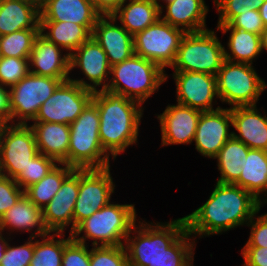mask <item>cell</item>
Returning <instances> with one entry per match:
<instances>
[{
    "mask_svg": "<svg viewBox=\"0 0 267 266\" xmlns=\"http://www.w3.org/2000/svg\"><path fill=\"white\" fill-rule=\"evenodd\" d=\"M5 228L13 232L15 230L29 232L36 228L34 233H31V238H42L50 234L43 221L42 209L25 195L0 218V231L4 232Z\"/></svg>",
    "mask_w": 267,
    "mask_h": 266,
    "instance_id": "23",
    "label": "cell"
},
{
    "mask_svg": "<svg viewBox=\"0 0 267 266\" xmlns=\"http://www.w3.org/2000/svg\"><path fill=\"white\" fill-rule=\"evenodd\" d=\"M249 149L242 141L233 136L224 144L214 158L217 159L218 170L221 174L217 182L235 184L239 180L241 166L245 162Z\"/></svg>",
    "mask_w": 267,
    "mask_h": 266,
    "instance_id": "31",
    "label": "cell"
},
{
    "mask_svg": "<svg viewBox=\"0 0 267 266\" xmlns=\"http://www.w3.org/2000/svg\"><path fill=\"white\" fill-rule=\"evenodd\" d=\"M34 239L30 237L26 243L16 247L8 244L0 266H29L34 254Z\"/></svg>",
    "mask_w": 267,
    "mask_h": 266,
    "instance_id": "40",
    "label": "cell"
},
{
    "mask_svg": "<svg viewBox=\"0 0 267 266\" xmlns=\"http://www.w3.org/2000/svg\"><path fill=\"white\" fill-rule=\"evenodd\" d=\"M225 47L213 30L184 35L171 68L174 71L207 73L216 76L222 66Z\"/></svg>",
    "mask_w": 267,
    "mask_h": 266,
    "instance_id": "7",
    "label": "cell"
},
{
    "mask_svg": "<svg viewBox=\"0 0 267 266\" xmlns=\"http://www.w3.org/2000/svg\"><path fill=\"white\" fill-rule=\"evenodd\" d=\"M191 238L186 230L149 266H193L195 239Z\"/></svg>",
    "mask_w": 267,
    "mask_h": 266,
    "instance_id": "34",
    "label": "cell"
},
{
    "mask_svg": "<svg viewBox=\"0 0 267 266\" xmlns=\"http://www.w3.org/2000/svg\"><path fill=\"white\" fill-rule=\"evenodd\" d=\"M79 192V169H74L62 182L60 189L51 201L42 208L43 221L49 232L63 233L71 225ZM71 223V224H70Z\"/></svg>",
    "mask_w": 267,
    "mask_h": 266,
    "instance_id": "17",
    "label": "cell"
},
{
    "mask_svg": "<svg viewBox=\"0 0 267 266\" xmlns=\"http://www.w3.org/2000/svg\"><path fill=\"white\" fill-rule=\"evenodd\" d=\"M30 72L29 58L0 56V84L8 88Z\"/></svg>",
    "mask_w": 267,
    "mask_h": 266,
    "instance_id": "37",
    "label": "cell"
},
{
    "mask_svg": "<svg viewBox=\"0 0 267 266\" xmlns=\"http://www.w3.org/2000/svg\"><path fill=\"white\" fill-rule=\"evenodd\" d=\"M231 108L201 112L195 132L196 150L204 157L215 158L233 136Z\"/></svg>",
    "mask_w": 267,
    "mask_h": 266,
    "instance_id": "16",
    "label": "cell"
},
{
    "mask_svg": "<svg viewBox=\"0 0 267 266\" xmlns=\"http://www.w3.org/2000/svg\"><path fill=\"white\" fill-rule=\"evenodd\" d=\"M99 112L91 100L69 125L68 166L74 169H102L110 166V155L99 137Z\"/></svg>",
    "mask_w": 267,
    "mask_h": 266,
    "instance_id": "4",
    "label": "cell"
},
{
    "mask_svg": "<svg viewBox=\"0 0 267 266\" xmlns=\"http://www.w3.org/2000/svg\"><path fill=\"white\" fill-rule=\"evenodd\" d=\"M64 236L63 233L54 234L53 232L51 235L50 232L42 237L43 240L36 239L33 258L29 266H61L64 247L72 240L71 234L67 239H64Z\"/></svg>",
    "mask_w": 267,
    "mask_h": 266,
    "instance_id": "33",
    "label": "cell"
},
{
    "mask_svg": "<svg viewBox=\"0 0 267 266\" xmlns=\"http://www.w3.org/2000/svg\"><path fill=\"white\" fill-rule=\"evenodd\" d=\"M100 16L91 0H45L40 7V21L72 22L91 33Z\"/></svg>",
    "mask_w": 267,
    "mask_h": 266,
    "instance_id": "21",
    "label": "cell"
},
{
    "mask_svg": "<svg viewBox=\"0 0 267 266\" xmlns=\"http://www.w3.org/2000/svg\"><path fill=\"white\" fill-rule=\"evenodd\" d=\"M136 218L133 204L109 203L81 221L70 234L72 239L81 244H86V239H94L92 246H100L99 243L101 246H120L132 233ZM82 232L84 235L78 237Z\"/></svg>",
    "mask_w": 267,
    "mask_h": 266,
    "instance_id": "3",
    "label": "cell"
},
{
    "mask_svg": "<svg viewBox=\"0 0 267 266\" xmlns=\"http://www.w3.org/2000/svg\"><path fill=\"white\" fill-rule=\"evenodd\" d=\"M39 33L40 29H25L0 36V56L30 58Z\"/></svg>",
    "mask_w": 267,
    "mask_h": 266,
    "instance_id": "35",
    "label": "cell"
},
{
    "mask_svg": "<svg viewBox=\"0 0 267 266\" xmlns=\"http://www.w3.org/2000/svg\"><path fill=\"white\" fill-rule=\"evenodd\" d=\"M260 40H261V51H263V49L267 51V27H265V29L261 32Z\"/></svg>",
    "mask_w": 267,
    "mask_h": 266,
    "instance_id": "50",
    "label": "cell"
},
{
    "mask_svg": "<svg viewBox=\"0 0 267 266\" xmlns=\"http://www.w3.org/2000/svg\"><path fill=\"white\" fill-rule=\"evenodd\" d=\"M216 27H233L258 35L265 29L258 10L237 15L228 24H217Z\"/></svg>",
    "mask_w": 267,
    "mask_h": 266,
    "instance_id": "42",
    "label": "cell"
},
{
    "mask_svg": "<svg viewBox=\"0 0 267 266\" xmlns=\"http://www.w3.org/2000/svg\"><path fill=\"white\" fill-rule=\"evenodd\" d=\"M114 187L110 166L79 169V192L73 212V230L81 221L110 203Z\"/></svg>",
    "mask_w": 267,
    "mask_h": 266,
    "instance_id": "13",
    "label": "cell"
},
{
    "mask_svg": "<svg viewBox=\"0 0 267 266\" xmlns=\"http://www.w3.org/2000/svg\"><path fill=\"white\" fill-rule=\"evenodd\" d=\"M186 32L161 18L133 36L134 54L158 64L163 70L175 61Z\"/></svg>",
    "mask_w": 267,
    "mask_h": 266,
    "instance_id": "10",
    "label": "cell"
},
{
    "mask_svg": "<svg viewBox=\"0 0 267 266\" xmlns=\"http://www.w3.org/2000/svg\"><path fill=\"white\" fill-rule=\"evenodd\" d=\"M30 1L34 4H36L38 7H41L43 5V3L45 2V0H27Z\"/></svg>",
    "mask_w": 267,
    "mask_h": 266,
    "instance_id": "51",
    "label": "cell"
},
{
    "mask_svg": "<svg viewBox=\"0 0 267 266\" xmlns=\"http://www.w3.org/2000/svg\"><path fill=\"white\" fill-rule=\"evenodd\" d=\"M186 230L184 217L165 224L139 221V226L135 224L132 227L133 234L136 232L137 235L132 237L129 234L125 240L129 266H149Z\"/></svg>",
    "mask_w": 267,
    "mask_h": 266,
    "instance_id": "6",
    "label": "cell"
},
{
    "mask_svg": "<svg viewBox=\"0 0 267 266\" xmlns=\"http://www.w3.org/2000/svg\"><path fill=\"white\" fill-rule=\"evenodd\" d=\"M87 244L72 239L65 247L61 266H90V251Z\"/></svg>",
    "mask_w": 267,
    "mask_h": 266,
    "instance_id": "43",
    "label": "cell"
},
{
    "mask_svg": "<svg viewBox=\"0 0 267 266\" xmlns=\"http://www.w3.org/2000/svg\"><path fill=\"white\" fill-rule=\"evenodd\" d=\"M40 29V7L27 0H0V36Z\"/></svg>",
    "mask_w": 267,
    "mask_h": 266,
    "instance_id": "26",
    "label": "cell"
},
{
    "mask_svg": "<svg viewBox=\"0 0 267 266\" xmlns=\"http://www.w3.org/2000/svg\"><path fill=\"white\" fill-rule=\"evenodd\" d=\"M141 1L151 2V3L157 4V0H141Z\"/></svg>",
    "mask_w": 267,
    "mask_h": 266,
    "instance_id": "53",
    "label": "cell"
},
{
    "mask_svg": "<svg viewBox=\"0 0 267 266\" xmlns=\"http://www.w3.org/2000/svg\"><path fill=\"white\" fill-rule=\"evenodd\" d=\"M57 164L55 159L39 153L14 180L25 190L44 178Z\"/></svg>",
    "mask_w": 267,
    "mask_h": 266,
    "instance_id": "36",
    "label": "cell"
},
{
    "mask_svg": "<svg viewBox=\"0 0 267 266\" xmlns=\"http://www.w3.org/2000/svg\"><path fill=\"white\" fill-rule=\"evenodd\" d=\"M92 247L90 266H129L124 245Z\"/></svg>",
    "mask_w": 267,
    "mask_h": 266,
    "instance_id": "38",
    "label": "cell"
},
{
    "mask_svg": "<svg viewBox=\"0 0 267 266\" xmlns=\"http://www.w3.org/2000/svg\"><path fill=\"white\" fill-rule=\"evenodd\" d=\"M251 218L247 226H251L250 237L244 247L267 248V213ZM255 219V220H254Z\"/></svg>",
    "mask_w": 267,
    "mask_h": 266,
    "instance_id": "44",
    "label": "cell"
},
{
    "mask_svg": "<svg viewBox=\"0 0 267 266\" xmlns=\"http://www.w3.org/2000/svg\"><path fill=\"white\" fill-rule=\"evenodd\" d=\"M32 128L39 153L68 165L69 125L51 122H34Z\"/></svg>",
    "mask_w": 267,
    "mask_h": 266,
    "instance_id": "24",
    "label": "cell"
},
{
    "mask_svg": "<svg viewBox=\"0 0 267 266\" xmlns=\"http://www.w3.org/2000/svg\"><path fill=\"white\" fill-rule=\"evenodd\" d=\"M258 11L264 26L267 27V0L261 5Z\"/></svg>",
    "mask_w": 267,
    "mask_h": 266,
    "instance_id": "48",
    "label": "cell"
},
{
    "mask_svg": "<svg viewBox=\"0 0 267 266\" xmlns=\"http://www.w3.org/2000/svg\"><path fill=\"white\" fill-rule=\"evenodd\" d=\"M165 4L166 15L160 18L166 23L186 33L207 30L205 18L209 9L204 0H171Z\"/></svg>",
    "mask_w": 267,
    "mask_h": 266,
    "instance_id": "25",
    "label": "cell"
},
{
    "mask_svg": "<svg viewBox=\"0 0 267 266\" xmlns=\"http://www.w3.org/2000/svg\"><path fill=\"white\" fill-rule=\"evenodd\" d=\"M244 266H267V248L243 247Z\"/></svg>",
    "mask_w": 267,
    "mask_h": 266,
    "instance_id": "45",
    "label": "cell"
},
{
    "mask_svg": "<svg viewBox=\"0 0 267 266\" xmlns=\"http://www.w3.org/2000/svg\"><path fill=\"white\" fill-rule=\"evenodd\" d=\"M110 74L113 77L110 78L105 90L141 104L145 103L168 78L158 64L136 54L111 66Z\"/></svg>",
    "mask_w": 267,
    "mask_h": 266,
    "instance_id": "5",
    "label": "cell"
},
{
    "mask_svg": "<svg viewBox=\"0 0 267 266\" xmlns=\"http://www.w3.org/2000/svg\"><path fill=\"white\" fill-rule=\"evenodd\" d=\"M93 93L70 79L63 81L41 105L33 122L70 125L92 100Z\"/></svg>",
    "mask_w": 267,
    "mask_h": 266,
    "instance_id": "12",
    "label": "cell"
},
{
    "mask_svg": "<svg viewBox=\"0 0 267 266\" xmlns=\"http://www.w3.org/2000/svg\"><path fill=\"white\" fill-rule=\"evenodd\" d=\"M29 124L0 125V174L15 179L39 154Z\"/></svg>",
    "mask_w": 267,
    "mask_h": 266,
    "instance_id": "9",
    "label": "cell"
},
{
    "mask_svg": "<svg viewBox=\"0 0 267 266\" xmlns=\"http://www.w3.org/2000/svg\"><path fill=\"white\" fill-rule=\"evenodd\" d=\"M59 165H62L59 166ZM74 170L64 163H58L44 178L39 182L30 185L24 190V195L37 207L46 206L53 196L58 192L64 179Z\"/></svg>",
    "mask_w": 267,
    "mask_h": 266,
    "instance_id": "32",
    "label": "cell"
},
{
    "mask_svg": "<svg viewBox=\"0 0 267 266\" xmlns=\"http://www.w3.org/2000/svg\"><path fill=\"white\" fill-rule=\"evenodd\" d=\"M162 1H165V3H167V2H169V1H171V0H162ZM159 2H160V0H159ZM159 2H158V0H157V5L160 7V15H162V11H163V6L161 5V4H159Z\"/></svg>",
    "mask_w": 267,
    "mask_h": 266,
    "instance_id": "52",
    "label": "cell"
},
{
    "mask_svg": "<svg viewBox=\"0 0 267 266\" xmlns=\"http://www.w3.org/2000/svg\"><path fill=\"white\" fill-rule=\"evenodd\" d=\"M201 112L179 103L168 105L163 113L157 116L162 132L161 145L191 144Z\"/></svg>",
    "mask_w": 267,
    "mask_h": 266,
    "instance_id": "18",
    "label": "cell"
},
{
    "mask_svg": "<svg viewBox=\"0 0 267 266\" xmlns=\"http://www.w3.org/2000/svg\"><path fill=\"white\" fill-rule=\"evenodd\" d=\"M0 84V124H8L11 121L10 89Z\"/></svg>",
    "mask_w": 267,
    "mask_h": 266,
    "instance_id": "47",
    "label": "cell"
},
{
    "mask_svg": "<svg viewBox=\"0 0 267 266\" xmlns=\"http://www.w3.org/2000/svg\"><path fill=\"white\" fill-rule=\"evenodd\" d=\"M223 34L231 32L224 58L235 63L253 64V60L262 52L260 35L233 27H217Z\"/></svg>",
    "mask_w": 267,
    "mask_h": 266,
    "instance_id": "30",
    "label": "cell"
},
{
    "mask_svg": "<svg viewBox=\"0 0 267 266\" xmlns=\"http://www.w3.org/2000/svg\"><path fill=\"white\" fill-rule=\"evenodd\" d=\"M127 0H91L95 10L101 16L113 15Z\"/></svg>",
    "mask_w": 267,
    "mask_h": 266,
    "instance_id": "46",
    "label": "cell"
},
{
    "mask_svg": "<svg viewBox=\"0 0 267 266\" xmlns=\"http://www.w3.org/2000/svg\"><path fill=\"white\" fill-rule=\"evenodd\" d=\"M261 207L259 200L238 185L217 182L209 199L184 217L186 229L194 238L222 234L248 224Z\"/></svg>",
    "mask_w": 267,
    "mask_h": 266,
    "instance_id": "1",
    "label": "cell"
},
{
    "mask_svg": "<svg viewBox=\"0 0 267 266\" xmlns=\"http://www.w3.org/2000/svg\"><path fill=\"white\" fill-rule=\"evenodd\" d=\"M40 34L62 50L69 51L66 52L69 55L92 35L85 26L65 21H40Z\"/></svg>",
    "mask_w": 267,
    "mask_h": 266,
    "instance_id": "29",
    "label": "cell"
},
{
    "mask_svg": "<svg viewBox=\"0 0 267 266\" xmlns=\"http://www.w3.org/2000/svg\"><path fill=\"white\" fill-rule=\"evenodd\" d=\"M241 168L239 180L235 185L250 192L262 204H267V151L249 149ZM260 194L265 195L264 198Z\"/></svg>",
    "mask_w": 267,
    "mask_h": 266,
    "instance_id": "27",
    "label": "cell"
},
{
    "mask_svg": "<svg viewBox=\"0 0 267 266\" xmlns=\"http://www.w3.org/2000/svg\"><path fill=\"white\" fill-rule=\"evenodd\" d=\"M173 78L176 84L177 102L191 108L205 111H214L213 100L217 95L216 76L188 71H174Z\"/></svg>",
    "mask_w": 267,
    "mask_h": 266,
    "instance_id": "15",
    "label": "cell"
},
{
    "mask_svg": "<svg viewBox=\"0 0 267 266\" xmlns=\"http://www.w3.org/2000/svg\"><path fill=\"white\" fill-rule=\"evenodd\" d=\"M92 101L99 112V137L103 149L113 160L125 149L137 143L142 104L107 90H97Z\"/></svg>",
    "mask_w": 267,
    "mask_h": 266,
    "instance_id": "2",
    "label": "cell"
},
{
    "mask_svg": "<svg viewBox=\"0 0 267 266\" xmlns=\"http://www.w3.org/2000/svg\"><path fill=\"white\" fill-rule=\"evenodd\" d=\"M61 51L59 46L39 33L29 58L30 73L60 79L62 82L68 80L70 78V55H62Z\"/></svg>",
    "mask_w": 267,
    "mask_h": 266,
    "instance_id": "20",
    "label": "cell"
},
{
    "mask_svg": "<svg viewBox=\"0 0 267 266\" xmlns=\"http://www.w3.org/2000/svg\"><path fill=\"white\" fill-rule=\"evenodd\" d=\"M126 2H129L125 5ZM112 15L131 34L145 30L160 19V7L151 2L127 0Z\"/></svg>",
    "mask_w": 267,
    "mask_h": 266,
    "instance_id": "28",
    "label": "cell"
},
{
    "mask_svg": "<svg viewBox=\"0 0 267 266\" xmlns=\"http://www.w3.org/2000/svg\"><path fill=\"white\" fill-rule=\"evenodd\" d=\"M62 81L48 76L28 73L10 87L11 121L27 125L34 120L41 105L53 94Z\"/></svg>",
    "mask_w": 267,
    "mask_h": 266,
    "instance_id": "11",
    "label": "cell"
},
{
    "mask_svg": "<svg viewBox=\"0 0 267 266\" xmlns=\"http://www.w3.org/2000/svg\"><path fill=\"white\" fill-rule=\"evenodd\" d=\"M217 95L222 102L234 107L257 106L267 84L253 65L224 60L216 75Z\"/></svg>",
    "mask_w": 267,
    "mask_h": 266,
    "instance_id": "8",
    "label": "cell"
},
{
    "mask_svg": "<svg viewBox=\"0 0 267 266\" xmlns=\"http://www.w3.org/2000/svg\"><path fill=\"white\" fill-rule=\"evenodd\" d=\"M7 246H8V241H6V237L4 239L2 232L0 231V262L5 254Z\"/></svg>",
    "mask_w": 267,
    "mask_h": 266,
    "instance_id": "49",
    "label": "cell"
},
{
    "mask_svg": "<svg viewBox=\"0 0 267 266\" xmlns=\"http://www.w3.org/2000/svg\"><path fill=\"white\" fill-rule=\"evenodd\" d=\"M266 0H214L219 12L218 24H228L235 16L258 10Z\"/></svg>",
    "mask_w": 267,
    "mask_h": 266,
    "instance_id": "39",
    "label": "cell"
},
{
    "mask_svg": "<svg viewBox=\"0 0 267 266\" xmlns=\"http://www.w3.org/2000/svg\"><path fill=\"white\" fill-rule=\"evenodd\" d=\"M24 195L13 178L0 174V218Z\"/></svg>",
    "mask_w": 267,
    "mask_h": 266,
    "instance_id": "41",
    "label": "cell"
},
{
    "mask_svg": "<svg viewBox=\"0 0 267 266\" xmlns=\"http://www.w3.org/2000/svg\"><path fill=\"white\" fill-rule=\"evenodd\" d=\"M233 137L242 141L250 149L267 151V115L257 110L256 106L231 108Z\"/></svg>",
    "mask_w": 267,
    "mask_h": 266,
    "instance_id": "22",
    "label": "cell"
},
{
    "mask_svg": "<svg viewBox=\"0 0 267 266\" xmlns=\"http://www.w3.org/2000/svg\"><path fill=\"white\" fill-rule=\"evenodd\" d=\"M116 22L112 15L100 16L91 35L106 53L111 66L134 54L133 35Z\"/></svg>",
    "mask_w": 267,
    "mask_h": 266,
    "instance_id": "19",
    "label": "cell"
},
{
    "mask_svg": "<svg viewBox=\"0 0 267 266\" xmlns=\"http://www.w3.org/2000/svg\"><path fill=\"white\" fill-rule=\"evenodd\" d=\"M69 67L70 71L73 68L80 67L83 75L86 76V80H89L90 83L82 78H69L81 87L93 92L97 91L96 87L101 85L102 88L100 90L106 89L109 82L108 74L110 75L111 65L106 53L92 36L70 55Z\"/></svg>",
    "mask_w": 267,
    "mask_h": 266,
    "instance_id": "14",
    "label": "cell"
}]
</instances>
